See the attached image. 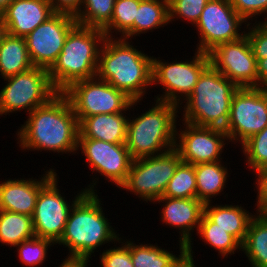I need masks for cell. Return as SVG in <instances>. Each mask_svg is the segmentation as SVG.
<instances>
[{
    "label": "cell",
    "instance_id": "cell-7",
    "mask_svg": "<svg viewBox=\"0 0 267 267\" xmlns=\"http://www.w3.org/2000/svg\"><path fill=\"white\" fill-rule=\"evenodd\" d=\"M7 83L0 91V116L25 110L31 113L49 102L59 92L51 83L47 69H31L4 78Z\"/></svg>",
    "mask_w": 267,
    "mask_h": 267
},
{
    "label": "cell",
    "instance_id": "cell-5",
    "mask_svg": "<svg viewBox=\"0 0 267 267\" xmlns=\"http://www.w3.org/2000/svg\"><path fill=\"white\" fill-rule=\"evenodd\" d=\"M238 88L209 64L184 101L182 121L196 126L224 129L229 120L233 95Z\"/></svg>",
    "mask_w": 267,
    "mask_h": 267
},
{
    "label": "cell",
    "instance_id": "cell-33",
    "mask_svg": "<svg viewBox=\"0 0 267 267\" xmlns=\"http://www.w3.org/2000/svg\"><path fill=\"white\" fill-rule=\"evenodd\" d=\"M55 243L47 238H39L34 236L30 239L24 240L15 247L18 248L19 262L25 266L38 267L43 265L47 257V251L50 246Z\"/></svg>",
    "mask_w": 267,
    "mask_h": 267
},
{
    "label": "cell",
    "instance_id": "cell-2",
    "mask_svg": "<svg viewBox=\"0 0 267 267\" xmlns=\"http://www.w3.org/2000/svg\"><path fill=\"white\" fill-rule=\"evenodd\" d=\"M116 38L104 39L96 77L124 92L130 99L141 101L148 86H152L153 57L136 49L128 39Z\"/></svg>",
    "mask_w": 267,
    "mask_h": 267
},
{
    "label": "cell",
    "instance_id": "cell-16",
    "mask_svg": "<svg viewBox=\"0 0 267 267\" xmlns=\"http://www.w3.org/2000/svg\"><path fill=\"white\" fill-rule=\"evenodd\" d=\"M183 125L185 128L182 130L176 127L175 136V149L183 162L196 165L222 159L225 140L228 142L224 129L196 126L187 122Z\"/></svg>",
    "mask_w": 267,
    "mask_h": 267
},
{
    "label": "cell",
    "instance_id": "cell-41",
    "mask_svg": "<svg viewBox=\"0 0 267 267\" xmlns=\"http://www.w3.org/2000/svg\"><path fill=\"white\" fill-rule=\"evenodd\" d=\"M258 88L267 89V58L256 59Z\"/></svg>",
    "mask_w": 267,
    "mask_h": 267
},
{
    "label": "cell",
    "instance_id": "cell-32",
    "mask_svg": "<svg viewBox=\"0 0 267 267\" xmlns=\"http://www.w3.org/2000/svg\"><path fill=\"white\" fill-rule=\"evenodd\" d=\"M171 198H197L195 165L181 161L163 194Z\"/></svg>",
    "mask_w": 267,
    "mask_h": 267
},
{
    "label": "cell",
    "instance_id": "cell-40",
    "mask_svg": "<svg viewBox=\"0 0 267 267\" xmlns=\"http://www.w3.org/2000/svg\"><path fill=\"white\" fill-rule=\"evenodd\" d=\"M83 0H48L53 10L57 13H66L75 16Z\"/></svg>",
    "mask_w": 267,
    "mask_h": 267
},
{
    "label": "cell",
    "instance_id": "cell-25",
    "mask_svg": "<svg viewBox=\"0 0 267 267\" xmlns=\"http://www.w3.org/2000/svg\"><path fill=\"white\" fill-rule=\"evenodd\" d=\"M241 251L251 267H267V213L257 212L252 217Z\"/></svg>",
    "mask_w": 267,
    "mask_h": 267
},
{
    "label": "cell",
    "instance_id": "cell-19",
    "mask_svg": "<svg viewBox=\"0 0 267 267\" xmlns=\"http://www.w3.org/2000/svg\"><path fill=\"white\" fill-rule=\"evenodd\" d=\"M37 179H8L0 183V210L32 216L40 189L56 174L54 168ZM25 179V180H24Z\"/></svg>",
    "mask_w": 267,
    "mask_h": 267
},
{
    "label": "cell",
    "instance_id": "cell-24",
    "mask_svg": "<svg viewBox=\"0 0 267 267\" xmlns=\"http://www.w3.org/2000/svg\"><path fill=\"white\" fill-rule=\"evenodd\" d=\"M33 66L24 37L7 34L0 44V75L7 78Z\"/></svg>",
    "mask_w": 267,
    "mask_h": 267
},
{
    "label": "cell",
    "instance_id": "cell-39",
    "mask_svg": "<svg viewBox=\"0 0 267 267\" xmlns=\"http://www.w3.org/2000/svg\"><path fill=\"white\" fill-rule=\"evenodd\" d=\"M256 175V190L257 193V208L256 212L267 213V167L261 168L258 171L254 172Z\"/></svg>",
    "mask_w": 267,
    "mask_h": 267
},
{
    "label": "cell",
    "instance_id": "cell-36",
    "mask_svg": "<svg viewBox=\"0 0 267 267\" xmlns=\"http://www.w3.org/2000/svg\"><path fill=\"white\" fill-rule=\"evenodd\" d=\"M118 240V243L122 244L121 247H114L106 249L100 255V264L102 267H134L131 261V253L128 248V241Z\"/></svg>",
    "mask_w": 267,
    "mask_h": 267
},
{
    "label": "cell",
    "instance_id": "cell-4",
    "mask_svg": "<svg viewBox=\"0 0 267 267\" xmlns=\"http://www.w3.org/2000/svg\"><path fill=\"white\" fill-rule=\"evenodd\" d=\"M106 38L102 29L76 25L68 34L56 62L48 70L58 92L71 84L96 77L99 51Z\"/></svg>",
    "mask_w": 267,
    "mask_h": 267
},
{
    "label": "cell",
    "instance_id": "cell-12",
    "mask_svg": "<svg viewBox=\"0 0 267 267\" xmlns=\"http://www.w3.org/2000/svg\"><path fill=\"white\" fill-rule=\"evenodd\" d=\"M267 126V89L238 88L232 98L224 131L229 142L244 143Z\"/></svg>",
    "mask_w": 267,
    "mask_h": 267
},
{
    "label": "cell",
    "instance_id": "cell-43",
    "mask_svg": "<svg viewBox=\"0 0 267 267\" xmlns=\"http://www.w3.org/2000/svg\"><path fill=\"white\" fill-rule=\"evenodd\" d=\"M7 34V28L4 24L3 18L0 16V44Z\"/></svg>",
    "mask_w": 267,
    "mask_h": 267
},
{
    "label": "cell",
    "instance_id": "cell-14",
    "mask_svg": "<svg viewBox=\"0 0 267 267\" xmlns=\"http://www.w3.org/2000/svg\"><path fill=\"white\" fill-rule=\"evenodd\" d=\"M76 25L75 16L56 12L29 33L25 42L33 66L49 70L62 51L69 32Z\"/></svg>",
    "mask_w": 267,
    "mask_h": 267
},
{
    "label": "cell",
    "instance_id": "cell-10",
    "mask_svg": "<svg viewBox=\"0 0 267 267\" xmlns=\"http://www.w3.org/2000/svg\"><path fill=\"white\" fill-rule=\"evenodd\" d=\"M192 57L190 59L192 61L177 62L176 59V61L174 60L168 63L162 61V59L160 60V57L157 59L153 56L152 85L161 84L165 91L161 96L159 94L154 99L175 104L181 110L180 105L190 96L200 74L210 64L207 53L195 50L194 56Z\"/></svg>",
    "mask_w": 267,
    "mask_h": 267
},
{
    "label": "cell",
    "instance_id": "cell-30",
    "mask_svg": "<svg viewBox=\"0 0 267 267\" xmlns=\"http://www.w3.org/2000/svg\"><path fill=\"white\" fill-rule=\"evenodd\" d=\"M138 7L139 0H115L111 21L102 29L105 36L115 37L112 34L115 32L116 35L122 34L121 38L131 40L134 36V18Z\"/></svg>",
    "mask_w": 267,
    "mask_h": 267
},
{
    "label": "cell",
    "instance_id": "cell-15",
    "mask_svg": "<svg viewBox=\"0 0 267 267\" xmlns=\"http://www.w3.org/2000/svg\"><path fill=\"white\" fill-rule=\"evenodd\" d=\"M208 55L210 64L237 87H258L257 61L246 34L218 45Z\"/></svg>",
    "mask_w": 267,
    "mask_h": 267
},
{
    "label": "cell",
    "instance_id": "cell-11",
    "mask_svg": "<svg viewBox=\"0 0 267 267\" xmlns=\"http://www.w3.org/2000/svg\"><path fill=\"white\" fill-rule=\"evenodd\" d=\"M62 93L68 98L79 123L85 117L97 114L124 112L133 101L97 77L77 81Z\"/></svg>",
    "mask_w": 267,
    "mask_h": 267
},
{
    "label": "cell",
    "instance_id": "cell-37",
    "mask_svg": "<svg viewBox=\"0 0 267 267\" xmlns=\"http://www.w3.org/2000/svg\"><path fill=\"white\" fill-rule=\"evenodd\" d=\"M250 22L246 25L249 31L245 34L249 39V43L256 59L267 58V23H253ZM252 27V28H251Z\"/></svg>",
    "mask_w": 267,
    "mask_h": 267
},
{
    "label": "cell",
    "instance_id": "cell-27",
    "mask_svg": "<svg viewBox=\"0 0 267 267\" xmlns=\"http://www.w3.org/2000/svg\"><path fill=\"white\" fill-rule=\"evenodd\" d=\"M32 216L0 210V243L13 246L34 237Z\"/></svg>",
    "mask_w": 267,
    "mask_h": 267
},
{
    "label": "cell",
    "instance_id": "cell-13",
    "mask_svg": "<svg viewBox=\"0 0 267 267\" xmlns=\"http://www.w3.org/2000/svg\"><path fill=\"white\" fill-rule=\"evenodd\" d=\"M246 21L234 10L230 0H209L195 26L200 40L196 50L209 53L220 44L240 39ZM239 32V33H238Z\"/></svg>",
    "mask_w": 267,
    "mask_h": 267
},
{
    "label": "cell",
    "instance_id": "cell-42",
    "mask_svg": "<svg viewBox=\"0 0 267 267\" xmlns=\"http://www.w3.org/2000/svg\"><path fill=\"white\" fill-rule=\"evenodd\" d=\"M66 257L59 267H88V262H90L88 257L71 256L69 254Z\"/></svg>",
    "mask_w": 267,
    "mask_h": 267
},
{
    "label": "cell",
    "instance_id": "cell-6",
    "mask_svg": "<svg viewBox=\"0 0 267 267\" xmlns=\"http://www.w3.org/2000/svg\"><path fill=\"white\" fill-rule=\"evenodd\" d=\"M156 101L151 109L127 123L126 146L133 160L159 155L175 148L179 107Z\"/></svg>",
    "mask_w": 267,
    "mask_h": 267
},
{
    "label": "cell",
    "instance_id": "cell-38",
    "mask_svg": "<svg viewBox=\"0 0 267 267\" xmlns=\"http://www.w3.org/2000/svg\"><path fill=\"white\" fill-rule=\"evenodd\" d=\"M234 10L247 22L248 20L253 21L260 16L265 14L264 21H256V23H267V0H230ZM255 17V18H253ZM251 18V19H250Z\"/></svg>",
    "mask_w": 267,
    "mask_h": 267
},
{
    "label": "cell",
    "instance_id": "cell-1",
    "mask_svg": "<svg viewBox=\"0 0 267 267\" xmlns=\"http://www.w3.org/2000/svg\"><path fill=\"white\" fill-rule=\"evenodd\" d=\"M16 134L22 150L74 154L78 150L79 122L68 98L59 92L29 113Z\"/></svg>",
    "mask_w": 267,
    "mask_h": 267
},
{
    "label": "cell",
    "instance_id": "cell-28",
    "mask_svg": "<svg viewBox=\"0 0 267 267\" xmlns=\"http://www.w3.org/2000/svg\"><path fill=\"white\" fill-rule=\"evenodd\" d=\"M169 23L168 0H139L134 18V37Z\"/></svg>",
    "mask_w": 267,
    "mask_h": 267
},
{
    "label": "cell",
    "instance_id": "cell-23",
    "mask_svg": "<svg viewBox=\"0 0 267 267\" xmlns=\"http://www.w3.org/2000/svg\"><path fill=\"white\" fill-rule=\"evenodd\" d=\"M179 247L180 255L177 256L158 245H137L134 241H128L134 267H187L186 246L179 242Z\"/></svg>",
    "mask_w": 267,
    "mask_h": 267
},
{
    "label": "cell",
    "instance_id": "cell-26",
    "mask_svg": "<svg viewBox=\"0 0 267 267\" xmlns=\"http://www.w3.org/2000/svg\"><path fill=\"white\" fill-rule=\"evenodd\" d=\"M195 174L197 199L204 204L213 201L210 198L224 191L229 177L227 166L223 165L222 160L196 164Z\"/></svg>",
    "mask_w": 267,
    "mask_h": 267
},
{
    "label": "cell",
    "instance_id": "cell-31",
    "mask_svg": "<svg viewBox=\"0 0 267 267\" xmlns=\"http://www.w3.org/2000/svg\"><path fill=\"white\" fill-rule=\"evenodd\" d=\"M114 3L115 0H83L75 15L77 24L103 29L111 21Z\"/></svg>",
    "mask_w": 267,
    "mask_h": 267
},
{
    "label": "cell",
    "instance_id": "cell-17",
    "mask_svg": "<svg viewBox=\"0 0 267 267\" xmlns=\"http://www.w3.org/2000/svg\"><path fill=\"white\" fill-rule=\"evenodd\" d=\"M78 149L86 157L92 173H100L120 188L127 180L133 159L126 143L113 144L91 138H78Z\"/></svg>",
    "mask_w": 267,
    "mask_h": 267
},
{
    "label": "cell",
    "instance_id": "cell-20",
    "mask_svg": "<svg viewBox=\"0 0 267 267\" xmlns=\"http://www.w3.org/2000/svg\"><path fill=\"white\" fill-rule=\"evenodd\" d=\"M55 13L48 0H13L0 16L8 34L25 38Z\"/></svg>",
    "mask_w": 267,
    "mask_h": 267
},
{
    "label": "cell",
    "instance_id": "cell-22",
    "mask_svg": "<svg viewBox=\"0 0 267 267\" xmlns=\"http://www.w3.org/2000/svg\"><path fill=\"white\" fill-rule=\"evenodd\" d=\"M211 203L204 204V214L213 223L217 224V227L230 233L242 244L247 234L248 225L254 214L246 211L244 207L238 204L212 205Z\"/></svg>",
    "mask_w": 267,
    "mask_h": 267
},
{
    "label": "cell",
    "instance_id": "cell-29",
    "mask_svg": "<svg viewBox=\"0 0 267 267\" xmlns=\"http://www.w3.org/2000/svg\"><path fill=\"white\" fill-rule=\"evenodd\" d=\"M196 233L199 234V238H203L204 245L208 244L218 250V255L223 258L235 254L238 249L241 250V243L230 233L217 227V224L213 223L204 213Z\"/></svg>",
    "mask_w": 267,
    "mask_h": 267
},
{
    "label": "cell",
    "instance_id": "cell-18",
    "mask_svg": "<svg viewBox=\"0 0 267 267\" xmlns=\"http://www.w3.org/2000/svg\"><path fill=\"white\" fill-rule=\"evenodd\" d=\"M154 202L163 203L161 221L169 227L172 226L180 230L179 242L186 246L187 263L191 267H197L194 265L191 232H193L194 228L196 231L198 230L204 213V203L197 198H171L164 196Z\"/></svg>",
    "mask_w": 267,
    "mask_h": 267
},
{
    "label": "cell",
    "instance_id": "cell-3",
    "mask_svg": "<svg viewBox=\"0 0 267 267\" xmlns=\"http://www.w3.org/2000/svg\"><path fill=\"white\" fill-rule=\"evenodd\" d=\"M97 193H85L72 207L65 230L56 243L68 247L71 256L88 257L109 242H118L119 233L104 215Z\"/></svg>",
    "mask_w": 267,
    "mask_h": 267
},
{
    "label": "cell",
    "instance_id": "cell-34",
    "mask_svg": "<svg viewBox=\"0 0 267 267\" xmlns=\"http://www.w3.org/2000/svg\"><path fill=\"white\" fill-rule=\"evenodd\" d=\"M242 145V152L246 156V165L256 172L267 167V126L259 133L248 138Z\"/></svg>",
    "mask_w": 267,
    "mask_h": 267
},
{
    "label": "cell",
    "instance_id": "cell-9",
    "mask_svg": "<svg viewBox=\"0 0 267 267\" xmlns=\"http://www.w3.org/2000/svg\"><path fill=\"white\" fill-rule=\"evenodd\" d=\"M57 173L40 189L35 210L32 215L33 230L35 236L39 238H47L52 240L55 244L62 237L65 224L68 220L69 213L75 203L85 193H96L94 186L97 181L94 179L88 187L77 193L76 197L71 201H67L65 197L60 194L58 189ZM96 191V192H95Z\"/></svg>",
    "mask_w": 267,
    "mask_h": 267
},
{
    "label": "cell",
    "instance_id": "cell-35",
    "mask_svg": "<svg viewBox=\"0 0 267 267\" xmlns=\"http://www.w3.org/2000/svg\"><path fill=\"white\" fill-rule=\"evenodd\" d=\"M209 0H168L169 23L183 18L195 26Z\"/></svg>",
    "mask_w": 267,
    "mask_h": 267
},
{
    "label": "cell",
    "instance_id": "cell-8",
    "mask_svg": "<svg viewBox=\"0 0 267 267\" xmlns=\"http://www.w3.org/2000/svg\"><path fill=\"white\" fill-rule=\"evenodd\" d=\"M178 151L133 160L126 182L120 187L146 201H156L163 196L168 182L181 162Z\"/></svg>",
    "mask_w": 267,
    "mask_h": 267
},
{
    "label": "cell",
    "instance_id": "cell-44",
    "mask_svg": "<svg viewBox=\"0 0 267 267\" xmlns=\"http://www.w3.org/2000/svg\"><path fill=\"white\" fill-rule=\"evenodd\" d=\"M13 0H0V15L5 11L7 6L12 2Z\"/></svg>",
    "mask_w": 267,
    "mask_h": 267
},
{
    "label": "cell",
    "instance_id": "cell-21",
    "mask_svg": "<svg viewBox=\"0 0 267 267\" xmlns=\"http://www.w3.org/2000/svg\"><path fill=\"white\" fill-rule=\"evenodd\" d=\"M139 102L140 100H133L123 113L97 114L85 117L79 123L78 138H91L113 144L126 143L128 116L125 114L128 110L130 112V109L134 105H138Z\"/></svg>",
    "mask_w": 267,
    "mask_h": 267
}]
</instances>
